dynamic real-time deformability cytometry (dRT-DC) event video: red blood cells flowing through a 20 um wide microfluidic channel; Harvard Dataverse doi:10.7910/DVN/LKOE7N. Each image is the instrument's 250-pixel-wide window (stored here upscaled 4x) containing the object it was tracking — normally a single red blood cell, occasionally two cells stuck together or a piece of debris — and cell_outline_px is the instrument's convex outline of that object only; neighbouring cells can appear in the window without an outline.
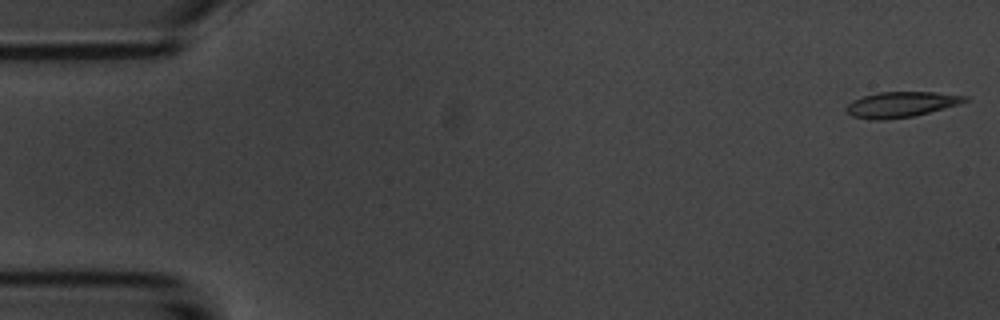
{"species": "common noctule bat (a hibernating species)", "species_latin": "Nyctalus noctula", "temperature_condition": "room temperature", "stored_images_in_passage": 6, "camera_frame_rate_fps": 3000, "um_per_image_px": 0.085, "animal": {"sex": "male", "body_mass_g": 20.1, "forearm_length_mm": 53.5}, "frame": {"image": 1, "passage_image": 1, "time_ms": 0.0, "image_size_px": [1000, 320], "cell_outline_px": [[968, 100], [960, 104], [912, 116], [884, 120], [872, 120], [852, 116], [844, 108], [852, 100], [864, 96], [880, 92], [936, 92], [968, 96]], "centroid_in_image_um": [76.58, 8.88], "position_along_channel_um": 8.4, "area_um2": 17.51}}
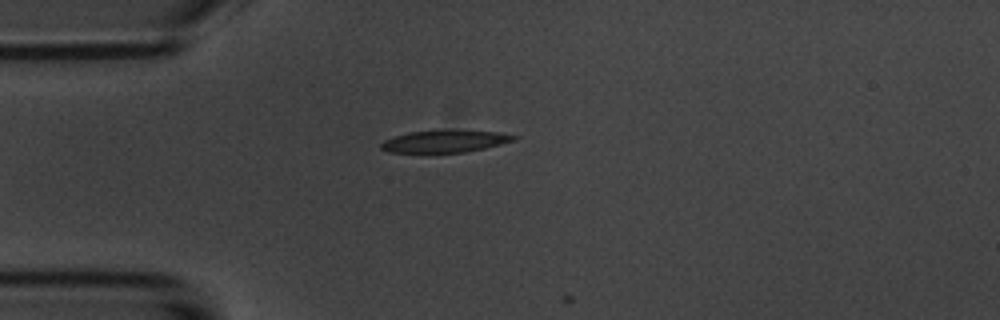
{"frame": {"image": 2, "passage_image": 4, "time_ms": 4.333, "image_size_px": [1000, 320], "cell_outline_px": [[520, 136], [516, 140], [484, 148], [464, 152], [388, 152], [380, 148], [380, 144], [384, 140], [408, 132], [440, 128], [452, 128], [496, 132]], "centroid_in_image_um": [37.83, 11.96], "position_along_channel_um": 47.2, "area_um2": 17.69}}